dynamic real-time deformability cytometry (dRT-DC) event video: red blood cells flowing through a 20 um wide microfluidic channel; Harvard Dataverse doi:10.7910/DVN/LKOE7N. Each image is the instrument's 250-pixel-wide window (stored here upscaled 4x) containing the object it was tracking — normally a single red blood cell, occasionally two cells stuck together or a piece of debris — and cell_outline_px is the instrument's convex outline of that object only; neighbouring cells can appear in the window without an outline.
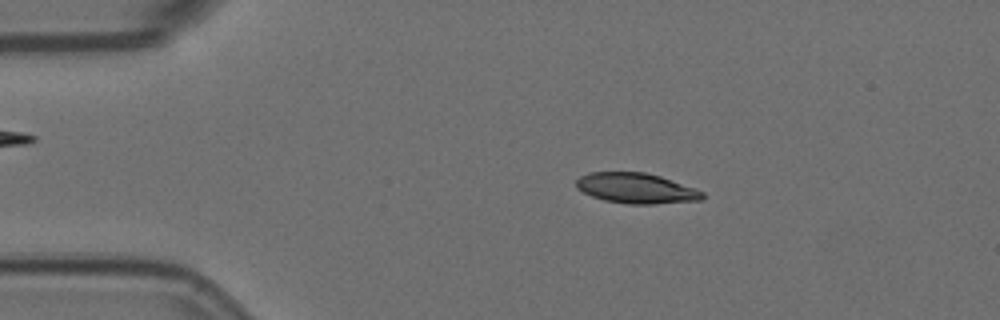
{"species": "Egyptian fruit bat (a non-hibernating species)", "species_latin": "Rousettus aegyptiacus", "temperature_condition": "room temperature", "stored_images_in_passage": 56, "camera_frame_rate_fps": 3000, "um_per_image_px": 0.085, "animal": {"sex": "female"}, "frame": {"image": 1, "passage_image": 10, "time_ms": 3.0, "image_size_px": [1000, 320], "cell_outline_px": [[704, 196], [700, 200], [652, 204], [628, 204], [604, 200], [592, 196], [576, 188], [576, 180], [580, 176], [588, 172], [644, 172], [660, 176], [704, 192]], "centroid_in_image_um": [54.03, 16.0], "position_along_channel_um": 31.0, "area_um2": 22.14}}
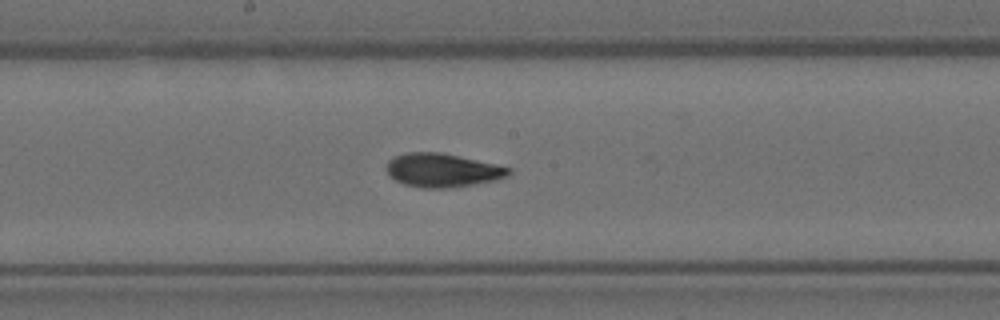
{"frame": {"image": 2, "passage_image": 29, "time_ms": 9.333, "image_size_px": [1000, 320], "cell_outline_px": [[512, 172], [508, 176], [496, 180], [472, 184], [444, 188], [424, 188], [404, 184], [396, 180], [388, 172], [388, 160], [392, 156], [404, 152], [440, 152], [496, 164], [512, 168]], "centroid_in_image_um": [37.62, 14.45], "position_along_channel_um": 210.6, "area_um2": 23.81}}
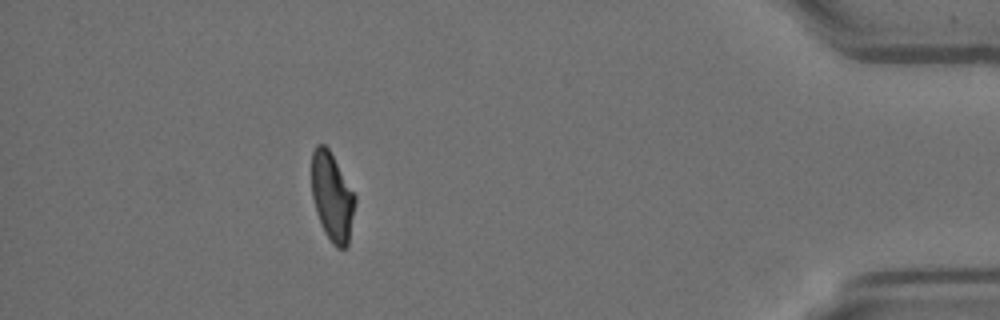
{"frame": {"image": 3, "passage_image": 50, "time_ms": 16.333, "image_size_px": [1000, 320], "cell_outline_px": [[356, 200], [348, 244], [344, 248], [336, 248], [332, 244], [324, 232], [316, 212], [312, 196], [312, 152], [316, 144], [324, 144], [328, 148], [356, 196]], "centroid_in_image_um": [28.22, 16.75], "position_along_channel_um": 407.0, "area_um2": 22.25}, "authors_computed_cell_mechanics": {"area_um2": 23.2645, "velocity_mm_per_s": 3.5715, "shape_relaxation_time_tau1_ms": 4.1025, "shape_relaxation_time_tau2_ms": 1.3809, "deformation_change_tau1": 0.1535, "deformation_change_tau2": 0.0585}}